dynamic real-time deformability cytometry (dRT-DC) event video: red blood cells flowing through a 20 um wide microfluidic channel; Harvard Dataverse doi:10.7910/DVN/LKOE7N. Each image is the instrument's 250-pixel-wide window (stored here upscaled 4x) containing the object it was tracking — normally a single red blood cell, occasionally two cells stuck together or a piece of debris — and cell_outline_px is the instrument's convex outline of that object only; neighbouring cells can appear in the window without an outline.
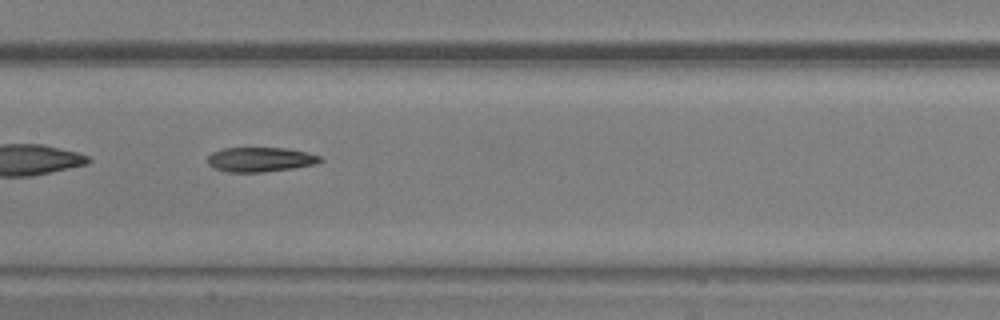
{"species": "common noctule bat (a hibernating species)", "species_latin": "Nyctalus noctula", "temperature_condition": "warm", "stored_images_in_passage": 33, "camera_frame_rate_fps": 3000, "um_per_image_px": 0.085, "animal": {"sex": "male", "body_mass_g": 20.5, "forearm_length_mm": 52.5}, "frame": {"image": 1, "passage_image": 10, "time_ms": 3.0, "image_size_px": [1000, 320], "cell_outline_px": [[324, 160], [316, 164], [292, 168], [264, 172], [228, 172], [212, 168], [208, 164], [208, 156], [212, 152], [224, 148], [284, 148], [304, 152], [320, 156]], "centroid_in_image_um": [22.09, 13.56], "position_along_channel_um": 185.3, "area_um2": 16.07}}